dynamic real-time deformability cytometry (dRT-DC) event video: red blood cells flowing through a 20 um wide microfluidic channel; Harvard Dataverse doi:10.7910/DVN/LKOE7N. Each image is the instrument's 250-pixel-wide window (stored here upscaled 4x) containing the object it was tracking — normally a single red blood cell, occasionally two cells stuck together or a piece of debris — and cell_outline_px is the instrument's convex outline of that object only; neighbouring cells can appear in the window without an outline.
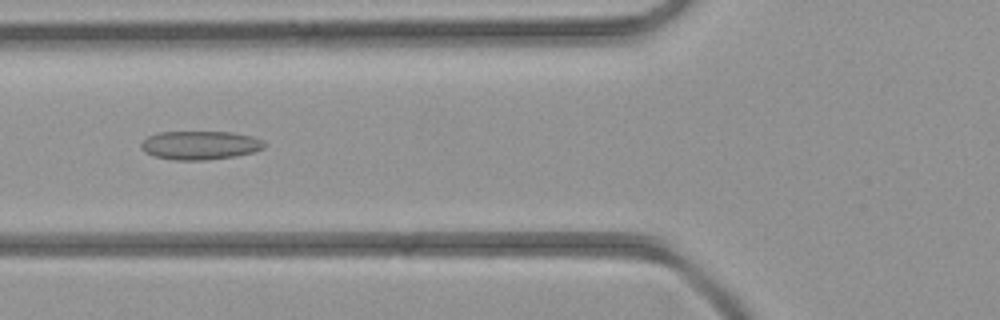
{"species": "common noctule bat (a hibernating species)", "species_latin": "Nyctalus noctula", "temperature_condition": "room temperature", "stored_images_in_passage": 5, "camera_frame_rate_fps": 3000, "um_per_image_px": 0.085, "animal": {"sex": "female", "body_mass_g": 21.9}, "frame": {"image": 1, "passage_image": 5, "time_ms": 4.667, "image_size_px": [1000, 320], "cell_outline_px": [[268, 144], [264, 148], [252, 152], [236, 156], [204, 160], [172, 160], [156, 156], [144, 152], [140, 148], [140, 144], [148, 136], [160, 132], [232, 132], [252, 136], [264, 140]], "centroid_in_image_um": [17.03, 12.34], "position_along_channel_um": 108.8, "area_um2": 20.69}}